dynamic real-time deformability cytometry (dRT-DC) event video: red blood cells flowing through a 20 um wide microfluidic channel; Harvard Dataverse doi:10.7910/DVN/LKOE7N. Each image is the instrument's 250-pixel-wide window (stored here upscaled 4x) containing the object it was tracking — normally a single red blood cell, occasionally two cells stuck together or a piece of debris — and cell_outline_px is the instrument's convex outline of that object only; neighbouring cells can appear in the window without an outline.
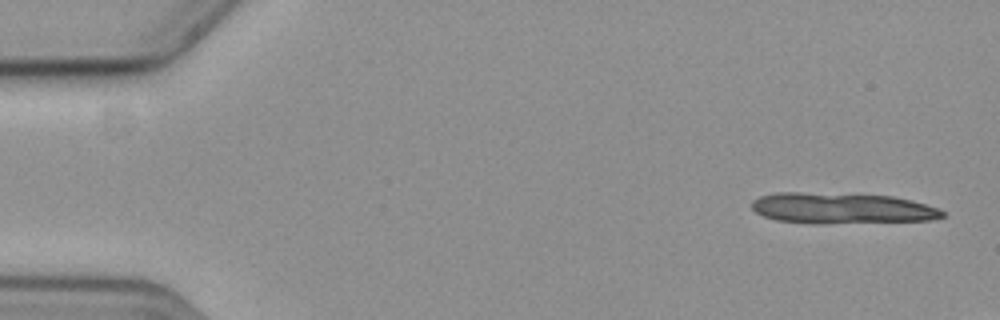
{"species": "common noctule bat (a hibernating species)", "species_latin": "Nyctalus noctula", "temperature_condition": "cold", "stored_images_in_passage": 13, "camera_frame_rate_fps": 3000, "um_per_image_px": 0.085, "animal": {"sex": "female", "body_mass_g": 19.3, "forearm_length_mm": 54.1}, "frame": {"image": 1, "passage_image": 2, "time_ms": 0.333, "image_size_px": [1000, 320], "cell_outline_px": [[944, 216], [928, 220], [776, 220], [764, 216], [756, 212], [752, 208], [752, 200], [760, 196], [776, 192], [796, 192], [892, 196], [924, 204], [936, 208], [944, 212]], "centroid_in_image_um": [71.47, 17.63], "position_along_channel_um": 13.5, "area_um2": 31.73}}